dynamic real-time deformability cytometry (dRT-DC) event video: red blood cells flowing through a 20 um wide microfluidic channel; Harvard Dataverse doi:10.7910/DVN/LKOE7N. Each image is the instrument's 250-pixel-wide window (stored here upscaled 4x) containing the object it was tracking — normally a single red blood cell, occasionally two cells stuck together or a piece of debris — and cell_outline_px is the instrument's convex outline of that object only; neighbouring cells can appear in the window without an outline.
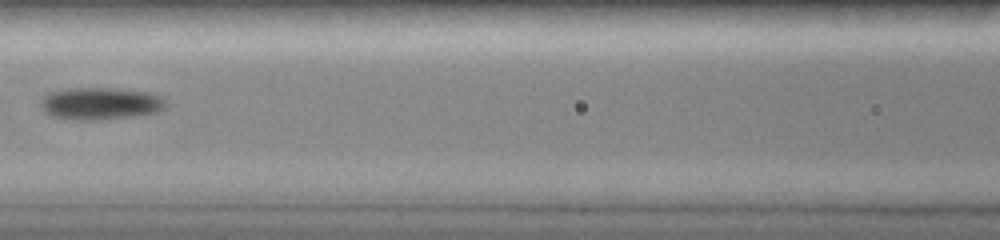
{"species": "common noctule bat (a hibernating species)", "species_latin": "Nyctalus noctula", "temperature_condition": "room temperature", "stored_images_in_passage": 39, "camera_frame_rate_fps": 3000, "um_per_image_px": 0.085, "animal": {"sex": "female", "body_mass_g": 19.0, "forearm_length_mm": 51.5}, "frame": {"image": 1, "passage_image": 32, "time_ms": 6.333, "image_size_px": [1000, 240], "cell_outline_px": [[168, 104], [164, 108], [156, 112], [132, 116], [96, 120], [72, 120], [52, 116], [44, 112], [40, 104], [40, 100], [48, 92], [68, 88], [112, 88], [148, 92], [160, 96]], "centroid_in_image_um": [8.49, 8.8], "position_along_channel_um": 158.1, "area_um2": 23.58}}
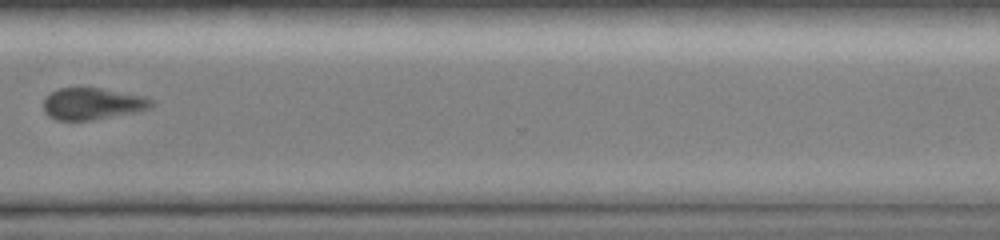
{"frame": {"image": 2, "passage_image": 39, "time_ms": 11.333, "image_size_px": [1000, 240], "cell_outline_px": [[156, 104], [148, 108], [132, 112], [92, 120], [56, 120], [48, 116], [44, 112], [44, 100], [48, 92], [60, 88], [100, 88], [144, 96], [152, 100]], "centroid_in_image_um": [7.81, 8.81], "position_along_channel_um": 362.8, "area_um2": 19.83}}